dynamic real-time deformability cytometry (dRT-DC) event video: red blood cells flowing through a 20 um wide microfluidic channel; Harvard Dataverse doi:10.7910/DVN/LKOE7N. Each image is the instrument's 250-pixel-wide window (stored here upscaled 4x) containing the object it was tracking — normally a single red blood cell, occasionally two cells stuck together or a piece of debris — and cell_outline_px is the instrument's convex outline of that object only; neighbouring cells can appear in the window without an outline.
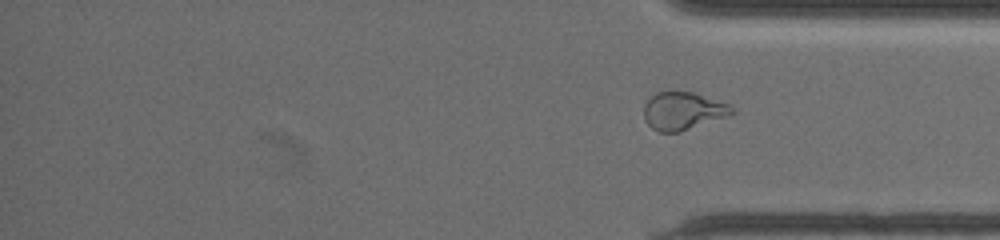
{"species": "common noctule bat (a hibernating species)", "species_latin": "Nyctalus noctula", "temperature_condition": "warm", "stored_images_in_passage": 51, "segment_of_instrument_passage": [2, 2], "camera_frame_rate_fps": 3000, "um_per_image_px": 0.085, "animal": {"sex": "female", "body_mass_g": 19.5, "forearm_length_mm": 54.1}, "frame": {"image": 1, "passage_image": 51, "time_ms": 21.333, "image_size_px": [1000, 240], "cell_outline_px": [[736, 112], [732, 116], [680, 132], [660, 132], [652, 128], [644, 120], [644, 104], [656, 92], [668, 88], [672, 88], [692, 92], [732, 104]], "centroid_in_image_um": [58.1, 9.39], "position_along_channel_um": 377.1, "area_um2": 20.35}}